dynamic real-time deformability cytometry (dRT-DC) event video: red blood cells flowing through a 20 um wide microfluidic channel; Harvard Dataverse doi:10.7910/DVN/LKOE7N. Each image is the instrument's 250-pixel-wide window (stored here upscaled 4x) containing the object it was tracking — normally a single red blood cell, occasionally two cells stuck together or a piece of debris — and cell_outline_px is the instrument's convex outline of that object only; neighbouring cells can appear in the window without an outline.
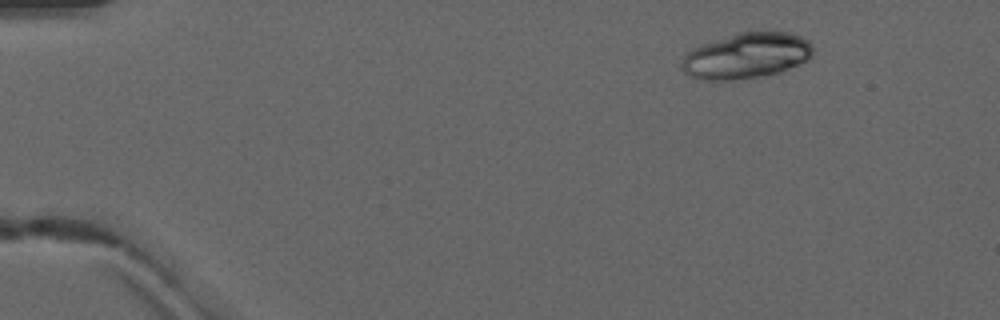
{"species": "common noctule bat (a hibernating species)", "species_latin": "Nyctalus noctula", "temperature_condition": "warm", "stored_images_in_passage": 7, "segment_of_instrument_passage": [1, 2], "camera_frame_rate_fps": 3000, "um_per_image_px": 0.085, "animal": {"sex": "male", "forearm_length_mm": 52.5}, "frame": {"image": 1, "passage_image": 1, "time_ms": 0.0, "image_size_px": [1000, 320], "cell_outline_px": [[812, 56], [808, 60], [780, 72], [760, 76], [732, 80], [708, 80], [692, 76], [684, 72], [680, 68], [680, 64], [684, 56], [692, 48], [700, 44], [736, 32], [792, 32], [808, 40], [812, 44]], "centroid_in_image_um": [63.44, 4.72], "position_along_channel_um": 21.6, "area_um2": 35.08}}
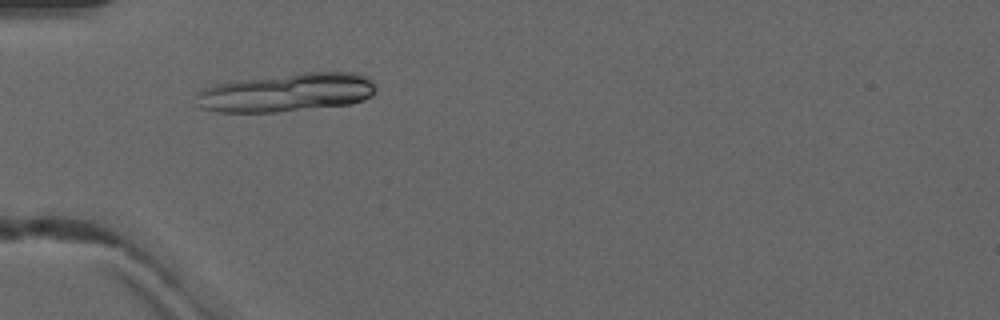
{"frame": {"image": 2, "passage_image": 4, "time_ms": 3.333, "image_size_px": [1000, 320], "cell_outline_px": [[376, 88], [372, 96], [364, 100], [352, 104], [276, 112], [216, 112], [200, 108], [196, 104], [196, 92], [204, 88], [216, 84], [240, 80], [300, 72], [356, 72], [368, 76], [372, 80]], "centroid_in_image_um": [24.38, 7.86], "position_along_channel_um": 60.6, "area_um2": 40.75}}